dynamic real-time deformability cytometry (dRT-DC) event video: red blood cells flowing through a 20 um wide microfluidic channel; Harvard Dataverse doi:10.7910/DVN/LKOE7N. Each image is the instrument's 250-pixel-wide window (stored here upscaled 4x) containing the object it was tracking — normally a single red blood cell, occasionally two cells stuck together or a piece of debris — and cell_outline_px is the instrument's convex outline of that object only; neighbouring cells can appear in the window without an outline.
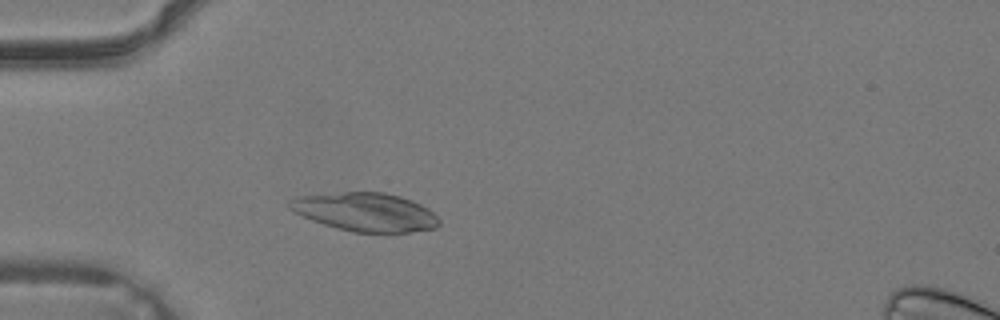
{"species": "common noctule bat (a hibernating species)", "species_latin": "Nyctalus noctula", "temperature_condition": "warm", "stored_images_in_passage": 29, "camera_frame_rate_fps": 3000, "um_per_image_px": 0.085, "animal": {"sex": "male", "body_mass_g": 19.2, "forearm_length_mm": 51.8}, "frame": {"image": 1, "passage_image": 7, "time_ms": 2.0, "image_size_px": [1000, 320], "cell_outline_px": [[440, 224], [436, 228], [412, 232], [352, 232], [324, 224], [312, 220], [288, 208], [288, 200], [300, 196], [344, 192], [384, 192], [400, 196], [412, 200], [428, 208], [440, 220]], "centroid_in_image_um": [31.09, 18.02], "position_along_channel_um": 53.9, "area_um2": 33.41}}
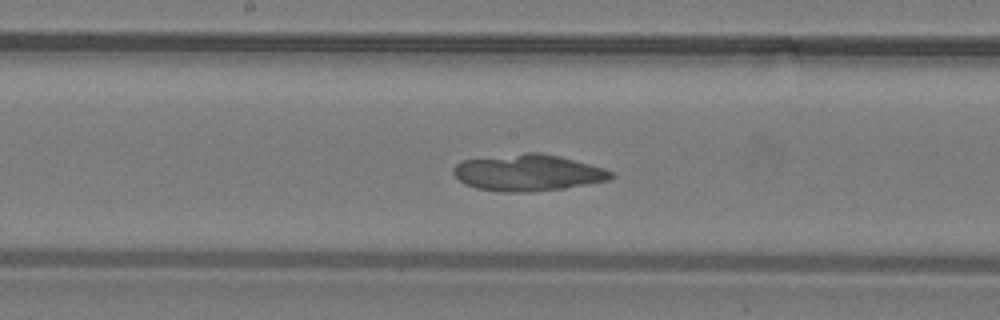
{"frame": {"image": 2, "passage_image": 16, "time_ms": 5.0, "image_size_px": [1000, 320], "cell_outline_px": [[616, 176], [608, 180], [564, 188], [528, 192], [504, 192], [476, 188], [464, 184], [452, 172], [452, 168], [460, 160], [524, 152], [540, 152], [560, 156], [604, 168], [612, 172]], "centroid_in_image_um": [44.85, 14.67], "position_along_channel_um": 203.4, "area_um2": 33.7}}
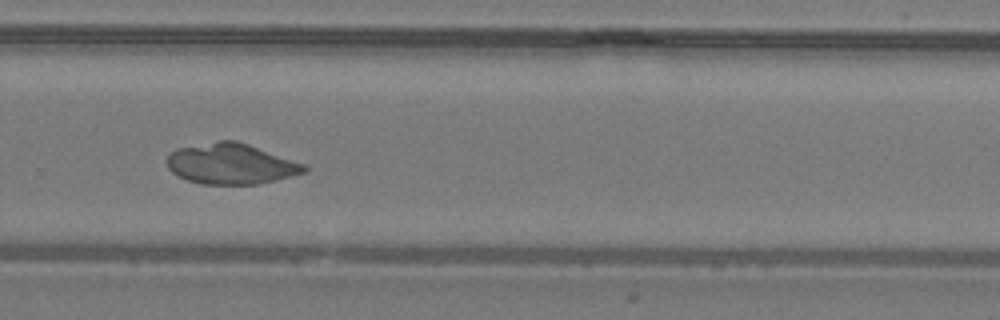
{"frame": {"image": 3, "passage_image": 22, "time_ms": 7.0, "image_size_px": [1000, 320], "cell_outline_px": [[308, 172], [260, 184], [200, 184], [188, 180], [172, 172], [168, 168], [168, 152], [176, 148], [220, 140], [236, 140], [308, 164]], "centroid_in_image_um": [19.68, 13.92], "position_along_channel_um": 310.1, "area_um2": 32.83}}